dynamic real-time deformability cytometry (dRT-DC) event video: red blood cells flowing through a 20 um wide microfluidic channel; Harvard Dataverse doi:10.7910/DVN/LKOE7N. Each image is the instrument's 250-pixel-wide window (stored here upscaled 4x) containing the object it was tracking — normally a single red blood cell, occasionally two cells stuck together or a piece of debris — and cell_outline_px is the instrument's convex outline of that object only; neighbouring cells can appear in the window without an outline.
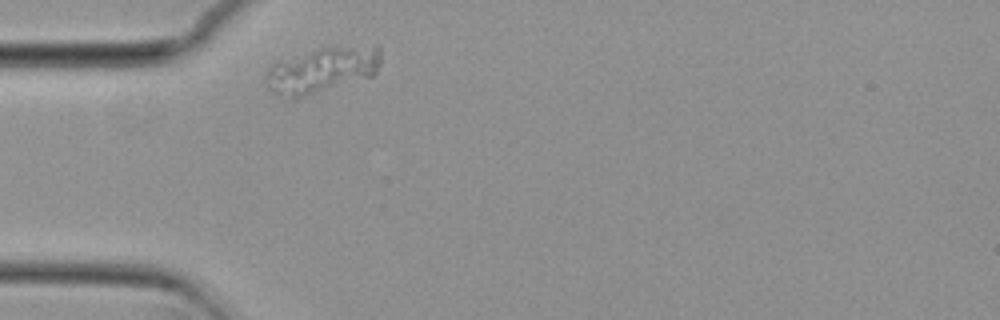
{"species": "common noctule bat (a hibernating species)", "species_latin": "Nyctalus noctula", "temperature_condition": "cold", "stored_images_in_passage": 31, "camera_frame_rate_fps": 3000, "um_per_image_px": 0.085, "animal": {"sex": "female", "body_mass_g": 29.2, "forearm_length_mm": 56.3}, "frame": {"image": 1, "passage_image": 1, "time_ms": 0.0, "image_size_px": [1000, 320], "cell_outline_px": [[380, 64], [376, 72], [372, 76], [292, 100], [276, 96], [268, 88], [264, 80], [264, 76], [268, 64], [276, 60], [324, 48], [376, 44], [380, 48]], "centroid_in_image_um": [27.3, 5.96], "position_along_channel_um": 57.7, "area_um2": 31.1}}
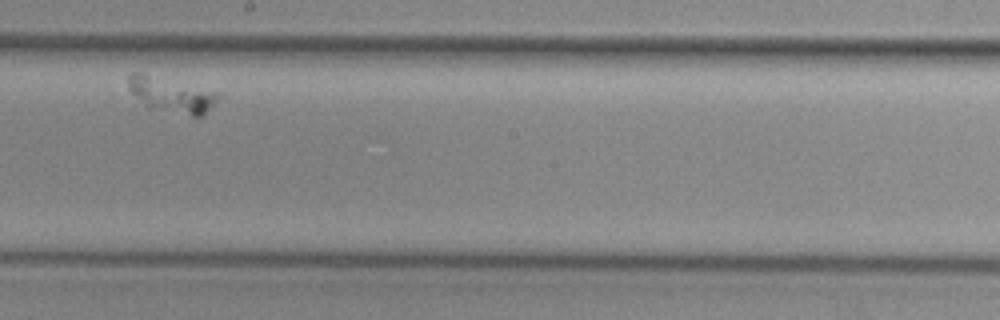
{"frame": {"image": 2, "passage_image": 18, "time_ms": 5.667, "image_size_px": [1000, 320], "cell_outline_px": [[220, 96], [200, 116], [192, 116], [148, 108], [128, 88], [128, 76], [132, 72], [144, 72], [220, 92]], "centroid_in_image_um": [14.54, 8.02], "position_along_channel_um": 233.7, "area_um2": 18.38}}
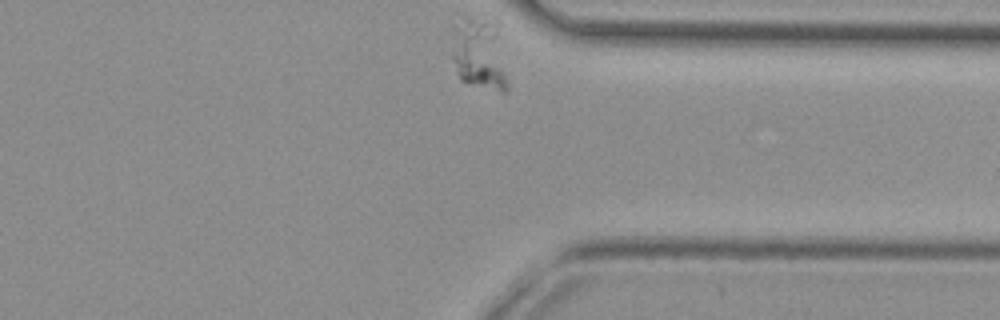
{"frame": {"image": 3, "passage_image": 31, "time_ms": 10.0, "image_size_px": [1000, 320], "cell_outline_px": [[508, 88], [504, 92], [500, 92], [468, 84], [460, 80], [452, 56], [452, 24], [464, 20], [496, 16], [500, 20], [508, 84]], "centroid_in_image_um": [40.81, 4.52], "position_along_channel_um": 370.6, "area_um2": 24.68}}